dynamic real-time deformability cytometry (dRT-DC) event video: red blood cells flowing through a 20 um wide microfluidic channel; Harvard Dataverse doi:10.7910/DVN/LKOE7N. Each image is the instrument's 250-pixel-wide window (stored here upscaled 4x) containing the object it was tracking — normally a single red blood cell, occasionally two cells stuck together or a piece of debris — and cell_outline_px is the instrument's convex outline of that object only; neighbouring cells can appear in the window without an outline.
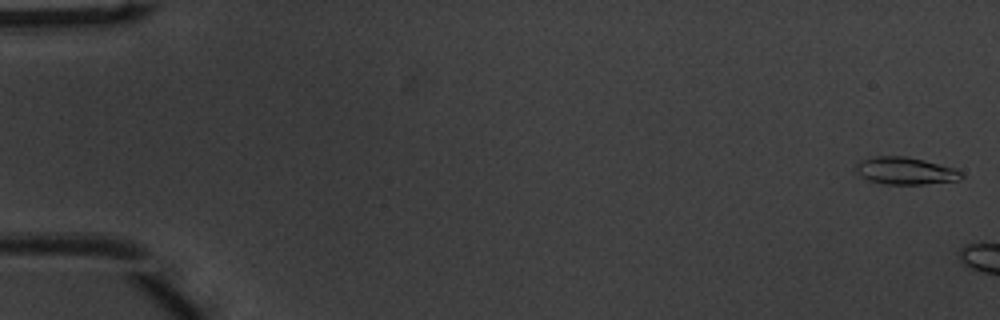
{"species": "common noctule bat (a hibernating species)", "species_latin": "Nyctalus noctula", "temperature_condition": "warm", "stored_images_in_passage": 8, "camera_frame_rate_fps": 3000, "um_per_image_px": 0.085, "animal": {"sex": "male", "body_mass_g": 20.1, "forearm_length_mm": 53.5}, "frame": {"image": 1, "passage_image": 1, "time_ms": 0.0, "image_size_px": [1000, 320], "cell_outline_px": [[964, 176], [960, 180], [924, 184], [884, 184], [868, 180], [860, 176], [856, 172], [856, 164], [860, 160], [876, 156], [904, 156], [924, 160], [956, 168]], "centroid_in_image_um": [76.95, 14.52], "position_along_channel_um": 8.0, "area_um2": 16.82}}